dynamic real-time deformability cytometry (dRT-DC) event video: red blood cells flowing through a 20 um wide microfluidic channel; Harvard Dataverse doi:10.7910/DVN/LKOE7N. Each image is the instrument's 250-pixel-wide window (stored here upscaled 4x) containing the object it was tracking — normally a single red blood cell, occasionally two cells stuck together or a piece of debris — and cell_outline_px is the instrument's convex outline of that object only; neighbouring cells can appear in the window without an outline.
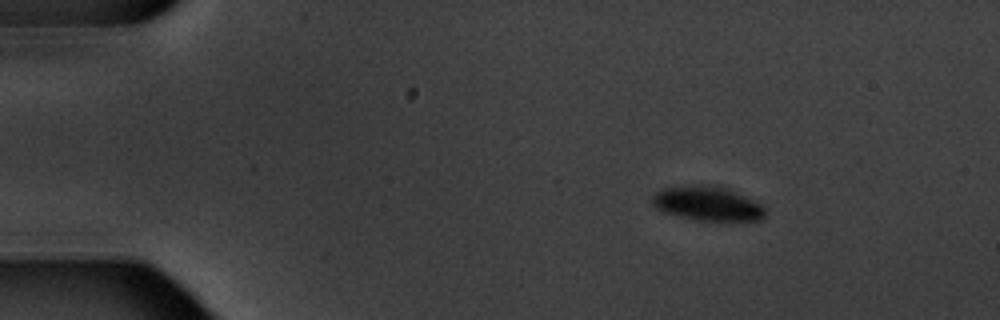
{"species": "common noctule bat (a hibernating species)", "species_latin": "Nyctalus noctula", "temperature_condition": "warm", "stored_images_in_passage": 9, "camera_frame_rate_fps": 3000, "um_per_image_px": 0.085, "animal": {"sex": "male", "body_mass_g": 20.1, "forearm_length_mm": 53.5}, "frame": {"image": 1, "passage_image": 1, "time_ms": 0.0, "image_size_px": [1000, 320], "cell_outline_px": [[768, 212], [760, 220], [696, 220], [664, 212], [656, 208], [652, 204], [652, 196], [656, 192], [664, 188], [704, 184], [716, 184], [728, 188], [756, 200]], "centroid_in_image_um": [60.17, 17.28], "position_along_channel_um": 24.8, "area_um2": 22.72}}
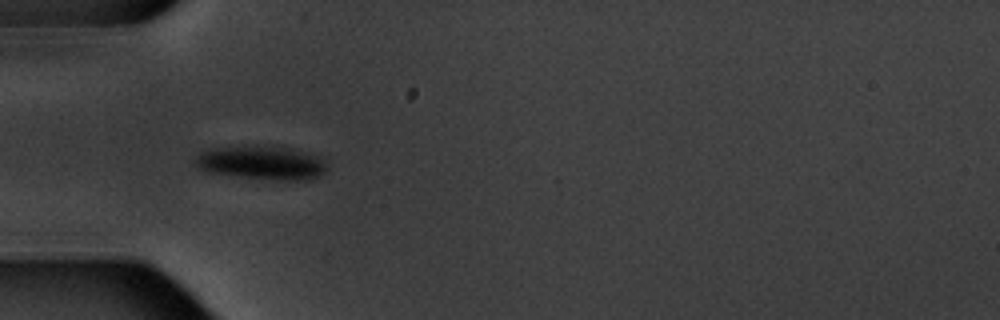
{"frame": {"image": 2, "passage_image": 4, "time_ms": 3.333, "image_size_px": [1000, 320], "cell_outline_px": [[328, 168], [320, 176], [312, 180], [276, 180], [240, 176], [208, 172], [196, 168], [192, 160], [200, 152], [212, 148], [252, 144], [276, 144], [324, 156]], "centroid_in_image_um": [22.29, 13.79], "position_along_channel_um": 62.7, "area_um2": 27.17}}
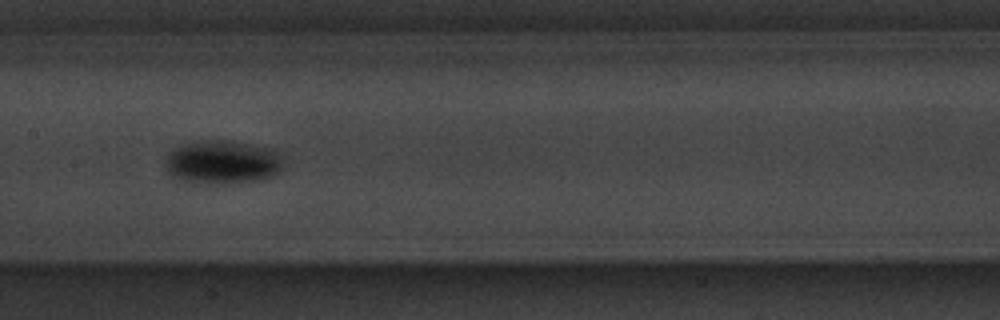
{"frame": {"image": 3, "passage_image": 7, "time_ms": 7.0, "image_size_px": [1000, 320], "cell_outline_px": [[284, 168], [280, 172], [272, 176], [256, 180], [228, 184], [212, 184], [180, 180], [172, 176], [168, 172], [164, 164], [168, 152], [184, 144], [200, 140], [228, 140], [252, 144], [272, 148], [276, 152]], "centroid_in_image_um": [18.89, 13.78], "position_along_channel_um": 188.5, "area_um2": 30.17}}